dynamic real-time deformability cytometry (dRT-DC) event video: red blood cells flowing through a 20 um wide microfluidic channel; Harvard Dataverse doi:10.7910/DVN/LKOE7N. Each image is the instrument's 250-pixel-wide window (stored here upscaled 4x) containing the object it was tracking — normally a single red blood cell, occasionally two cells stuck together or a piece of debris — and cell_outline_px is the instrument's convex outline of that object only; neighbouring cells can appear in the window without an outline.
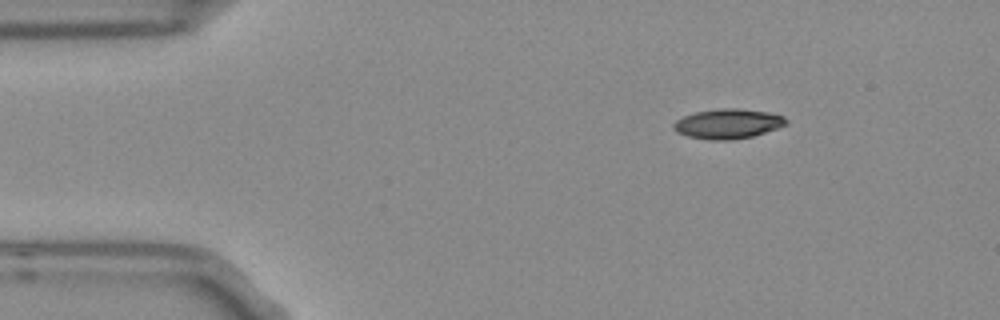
{"species": "Egyptian fruit bat (a non-hibernating species)", "species_latin": "Rousettus aegyptiacus", "temperature_condition": "room temperature", "stored_images_in_passage": 4, "camera_frame_rate_fps": 3000, "um_per_image_px": 0.085, "frame": {"image": 1, "passage_image": 1, "time_ms": 0.0, "image_size_px": [1000, 320], "cell_outline_px": [[788, 124], [780, 128], [752, 136], [732, 140], [712, 140], [688, 136], [676, 132], [672, 128], [672, 124], [676, 120], [684, 116], [696, 112], [720, 108], [736, 108], [768, 112], [784, 116], [788, 120]], "centroid_in_image_um": [61.89, 10.52], "position_along_channel_um": 23.1, "area_um2": 19.65}}